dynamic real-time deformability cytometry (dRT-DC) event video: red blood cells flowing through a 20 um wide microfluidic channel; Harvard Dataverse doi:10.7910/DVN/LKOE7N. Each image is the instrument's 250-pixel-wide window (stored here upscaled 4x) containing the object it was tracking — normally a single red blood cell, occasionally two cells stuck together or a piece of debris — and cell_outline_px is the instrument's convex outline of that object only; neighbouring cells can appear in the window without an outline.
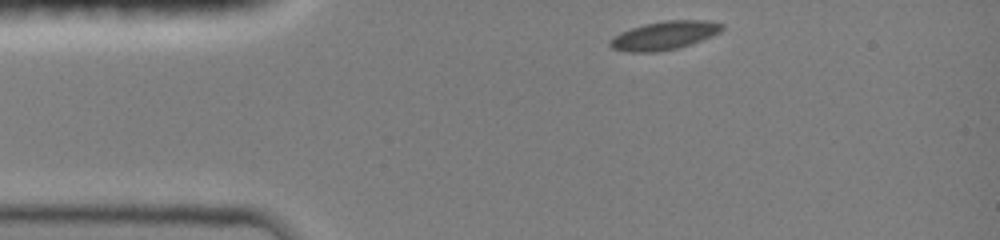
{"species": "common noctule bat (a hibernating species)", "species_latin": "Nyctalus noctula", "temperature_condition": "room temperature", "stored_images_in_passage": 35, "camera_frame_rate_fps": 3000, "um_per_image_px": 0.085, "animal": {"sex": "female", "body_mass_g": 19.0, "forearm_length_mm": 51.5}, "frame": {"image": 1, "passage_image": 1, "time_ms": 0.0, "image_size_px": [1000, 240], "cell_outline_px": [[724, 28], [720, 32], [712, 36], [676, 48], [656, 52], [624, 52], [612, 48], [608, 44], [608, 40], [612, 36], [620, 32], [644, 24], [664, 20], [708, 20], [724, 24]], "centroid_in_image_um": [56.43, 3.01], "position_along_channel_um": 28.6, "area_um2": 18.67}}
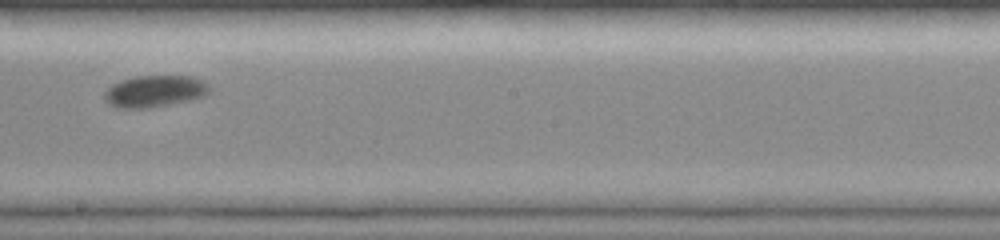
{"frame": {"image": 2, "passage_image": 20, "time_ms": 6.333, "image_size_px": [1000, 240], "cell_outline_px": [[212, 88], [204, 96], [192, 100], [152, 108], [116, 108], [108, 104], [104, 100], [104, 92], [112, 84], [120, 80], [136, 76], [192, 76], [204, 80]], "centroid_in_image_um": [13.15, 7.76], "position_along_channel_um": 235.0, "area_um2": 19.83}}
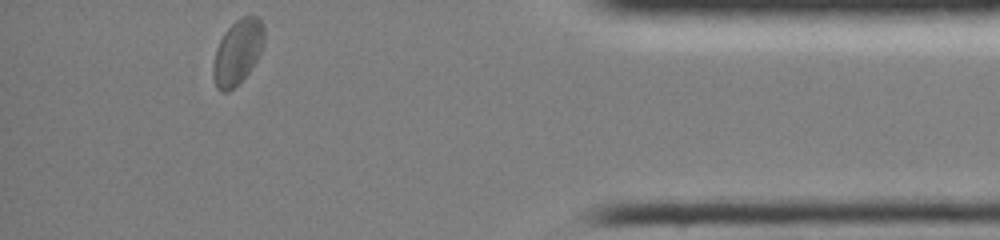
{"frame": {"image": 3, "passage_image": 35, "time_ms": 11.333, "image_size_px": [1000, 240], "cell_outline_px": [[264, 44], [256, 60], [248, 72], [228, 92], [220, 92], [216, 88], [212, 76], [212, 64], [216, 48], [224, 32], [236, 20], [244, 16], [256, 16], [260, 20], [264, 28]], "centroid_in_image_um": [20.16, 4.43], "position_along_channel_um": 415.0, "area_um2": 19.13}}